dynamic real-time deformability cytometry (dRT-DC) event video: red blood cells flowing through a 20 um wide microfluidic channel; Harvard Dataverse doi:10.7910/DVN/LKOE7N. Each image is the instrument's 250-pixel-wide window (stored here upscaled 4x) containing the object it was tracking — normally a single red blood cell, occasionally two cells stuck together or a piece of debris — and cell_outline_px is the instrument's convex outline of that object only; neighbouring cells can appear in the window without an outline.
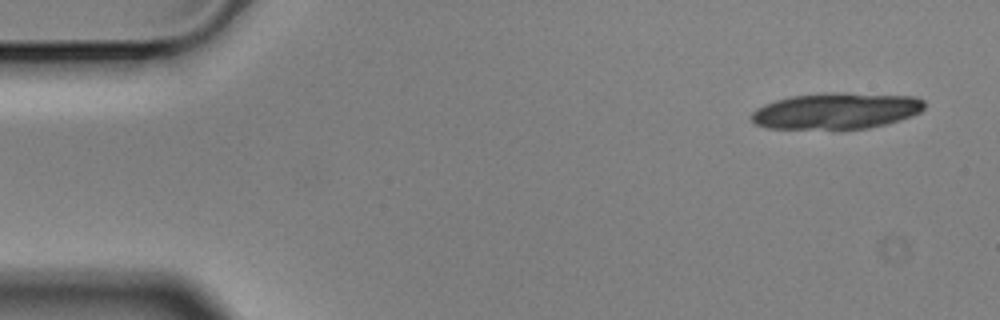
{"species": "Egyptian fruit bat (a non-hibernating species)", "species_latin": "Rousettus aegyptiacus", "temperature_condition": "cold", "stored_images_in_passage": 5, "camera_frame_rate_fps": 3000, "um_per_image_px": 0.085, "animal": {"sex": "male"}, "frame": {"image": 1, "passage_image": 1, "time_ms": 0.0, "image_size_px": [1000, 320], "cell_outline_px": [[924, 108], [920, 112], [912, 116], [900, 120], [868, 128], [768, 128], [756, 124], [748, 116], [756, 108], [764, 104], [776, 100], [792, 96], [824, 92], [832, 92], [916, 96], [924, 100]], "centroid_in_image_um": [71.08, 9.41], "position_along_channel_um": 13.9, "area_um2": 36.47}}